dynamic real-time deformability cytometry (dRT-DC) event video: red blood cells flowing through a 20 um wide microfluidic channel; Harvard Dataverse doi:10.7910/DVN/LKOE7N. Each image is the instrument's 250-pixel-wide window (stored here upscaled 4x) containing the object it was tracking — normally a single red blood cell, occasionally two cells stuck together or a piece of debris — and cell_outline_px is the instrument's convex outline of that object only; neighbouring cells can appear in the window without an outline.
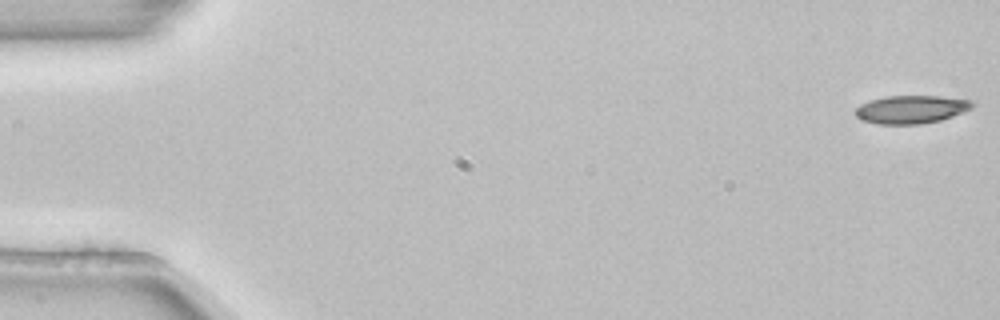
{"species": "common noctule bat (a hibernating species)", "species_latin": "Nyctalus noctula", "temperature_condition": "room temperature", "stored_images_in_passage": 5, "camera_frame_rate_fps": 3000, "um_per_image_px": 0.085, "animal": {"sex": "female", "body_mass_g": 22.7, "forearm_length_mm": 54.2}, "frame": {"image": 1, "passage_image": 1, "time_ms": 0.0, "image_size_px": [1000, 320], "cell_outline_px": [[976, 104], [972, 108], [964, 112], [940, 120], [920, 124], [876, 124], [860, 120], [852, 112], [860, 104], [868, 100], [884, 96], [940, 96], [976, 100]], "centroid_in_image_um": [77.45, 9.29], "position_along_channel_um": 7.6, "area_um2": 19.59}}
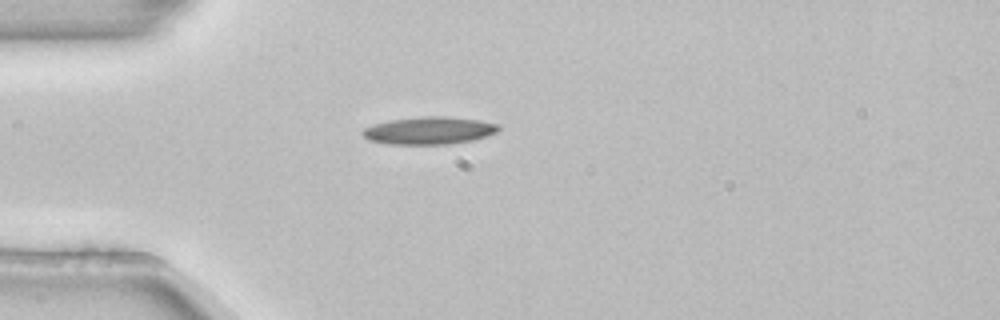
{"frame": {"image": 2, "passage_image": 5, "time_ms": 1.333, "image_size_px": [1000, 320], "cell_outline_px": [[500, 128], [496, 132], [472, 140], [448, 144], [388, 144], [368, 140], [360, 132], [364, 128], [376, 124], [392, 120], [420, 116], [444, 116], [476, 120], [496, 124]], "centroid_in_image_um": [36.42, 11.1], "position_along_channel_um": 48.6, "area_um2": 21.44}}